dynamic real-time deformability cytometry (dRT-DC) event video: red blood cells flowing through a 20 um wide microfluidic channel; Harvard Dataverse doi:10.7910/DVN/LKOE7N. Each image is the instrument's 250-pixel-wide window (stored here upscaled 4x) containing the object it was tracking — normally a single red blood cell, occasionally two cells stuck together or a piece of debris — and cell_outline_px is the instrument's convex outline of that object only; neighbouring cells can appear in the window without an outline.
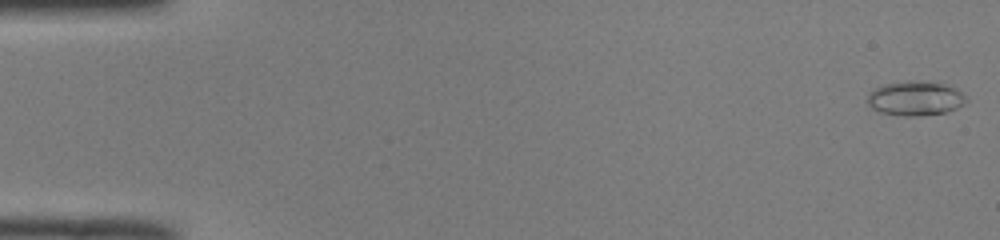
{"species": "common noctule bat (a hibernating species)", "species_latin": "Nyctalus noctula", "temperature_condition": "room temperature", "stored_images_in_passage": 51, "camera_frame_rate_fps": 3000, "um_per_image_px": 0.085, "animal": {"sex": "male", "body_mass_g": 19.0, "forearm_length_mm": 50.8}, "frame": {"image": 1, "passage_image": 1, "time_ms": 0.0, "image_size_px": [1000, 240], "cell_outline_px": [[968, 100], [964, 104], [948, 112], [920, 116], [904, 116], [880, 112], [872, 108], [868, 104], [868, 96], [876, 88], [884, 84], [912, 80], [944, 84], [956, 88], [968, 96]], "centroid_in_image_um": [77.86, 8.37], "position_along_channel_um": 7.1, "area_um2": 19.83}}
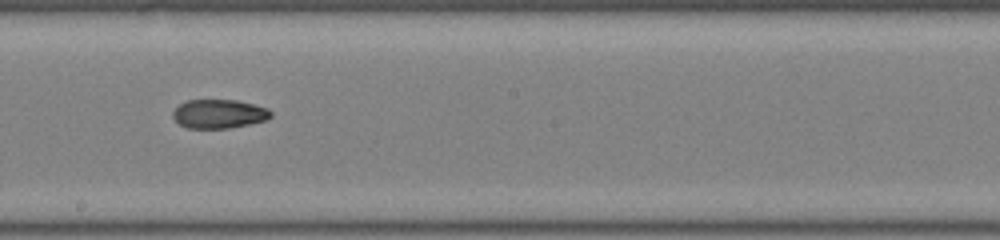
{"frame": {"image": 2, "passage_image": 29, "time_ms": 9.333, "image_size_px": [1000, 240], "cell_outline_px": [[272, 116], [268, 120], [228, 128], [188, 128], [180, 124], [172, 116], [172, 112], [180, 104], [188, 100], [236, 100], [268, 108], [272, 112]], "centroid_in_image_um": [18.63, 9.68], "position_along_channel_um": 229.6, "area_um2": 16.42}}
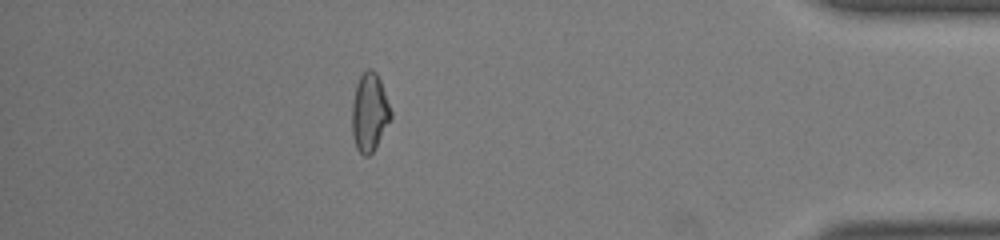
{"frame": {"image": 3, "passage_image": 45, "time_ms": 14.667, "image_size_px": [1000, 240], "cell_outline_px": [[392, 120], [372, 152], [368, 156], [364, 156], [356, 148], [352, 136], [352, 104], [356, 84], [360, 76], [368, 68], [372, 68], [376, 72], [380, 80], [392, 112]], "centroid_in_image_um": [31.41, 9.55], "position_along_channel_um": 403.8, "area_um2": 17.8}, "authors_computed_cell_mechanics": {"area_um2": 17.5134, "velocity_mm_per_s": 4.0555, "shape_relaxation_time_tau1_ms": 8.5326, "shape_relaxation_time_tau2_ms": 3.4378, "deformation_change_tau1": 0.2262, "deformation_change_tau2": 0.0951}}